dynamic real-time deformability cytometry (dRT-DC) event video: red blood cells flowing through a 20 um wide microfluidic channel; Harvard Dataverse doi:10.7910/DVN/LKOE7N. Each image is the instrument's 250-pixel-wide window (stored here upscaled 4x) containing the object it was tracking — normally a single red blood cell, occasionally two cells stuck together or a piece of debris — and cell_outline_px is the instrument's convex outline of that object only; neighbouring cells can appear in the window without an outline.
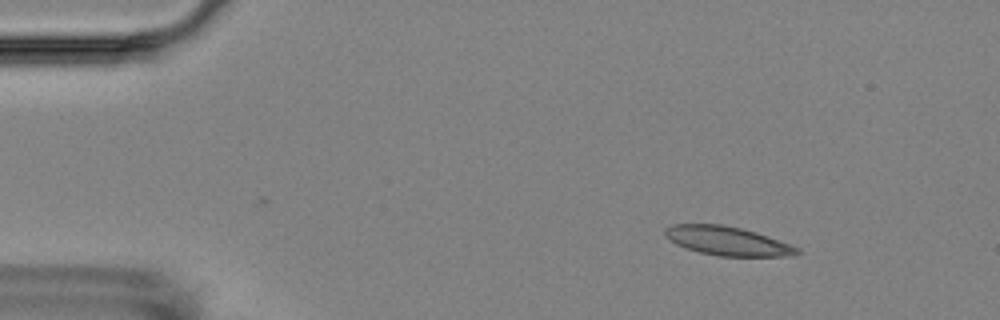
{"species": "Egyptian fruit bat (a non-hibernating species)", "species_latin": "Rousettus aegyptiacus", "temperature_condition": "room temperature", "stored_images_in_passage": 7, "camera_frame_rate_fps": 3000, "um_per_image_px": 0.085, "animal": {"sex": "female"}, "frame": {"image": 1, "passage_image": 2, "time_ms": 2.0, "image_size_px": [1000, 320], "cell_outline_px": [[800, 252], [796, 256], [720, 256], [700, 252], [676, 244], [664, 236], [664, 228], [672, 224], [720, 224], [740, 228], [756, 232], [768, 236], [800, 248]], "centroid_in_image_um": [61.83, 20.48], "position_along_channel_um": 23.2, "area_um2": 22.2}}
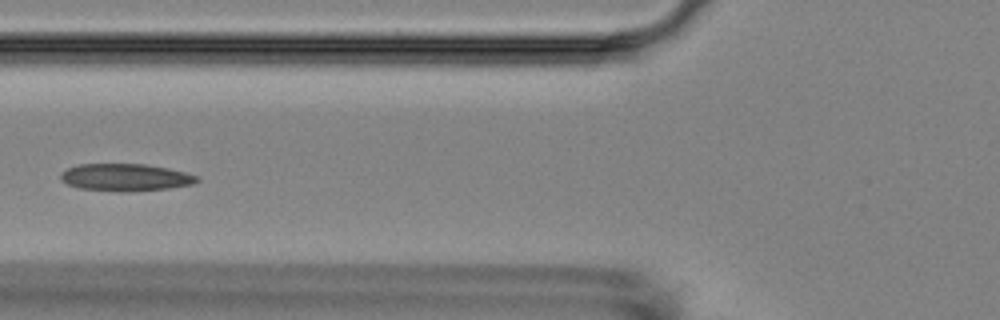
{"frame": {"image": 2, "passage_image": 6, "time_ms": 6.667, "image_size_px": [1000, 320], "cell_outline_px": [[200, 180], [192, 184], [168, 188], [128, 192], [120, 192], [80, 188], [68, 184], [60, 180], [60, 172], [68, 168], [80, 164], [144, 164], [168, 168], [200, 176]], "centroid_in_image_um": [10.66, 15.08], "position_along_channel_um": 115.1, "area_um2": 21.73}}
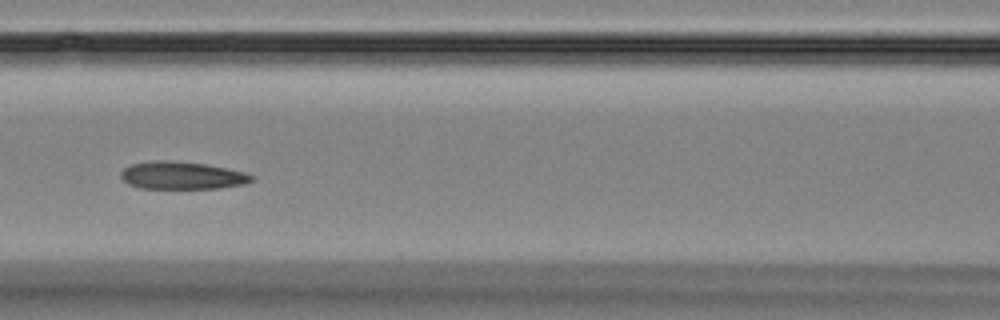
{"frame": {"image": 3, "passage_image": 7, "time_ms": 7.667, "image_size_px": [1000, 320], "cell_outline_px": [[256, 176], [252, 180], [244, 184], [220, 188], [140, 188], [128, 184], [120, 176], [120, 172], [124, 168], [132, 164], [152, 160], [168, 160], [208, 164], [244, 172]], "centroid_in_image_um": [15.47, 14.9], "position_along_channel_um": 151.1, "area_um2": 21.1}}